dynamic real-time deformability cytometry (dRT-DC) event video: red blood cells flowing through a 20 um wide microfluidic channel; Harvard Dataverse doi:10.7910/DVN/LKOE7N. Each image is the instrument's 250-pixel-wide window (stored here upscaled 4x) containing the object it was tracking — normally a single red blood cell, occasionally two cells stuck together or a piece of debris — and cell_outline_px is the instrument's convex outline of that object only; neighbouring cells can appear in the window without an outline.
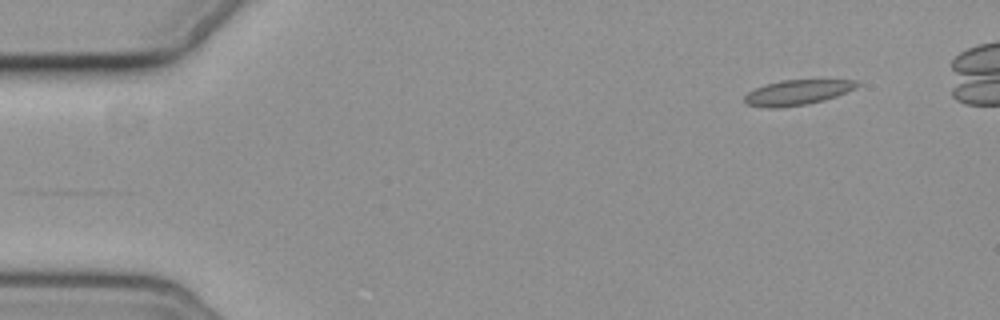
{"species": "common noctule bat (a hibernating species)", "species_latin": "Nyctalus noctula", "temperature_condition": "cold", "stored_images_in_passage": 6, "segment_of_instrument_passage": [2, 2], "camera_frame_rate_fps": 3000, "um_per_image_px": 0.085, "animal": {"sex": "female", "body_mass_g": 19.3, "forearm_length_mm": 54.1}, "frame": {"image": 1, "passage_image": 6, "time_ms": 6.0, "image_size_px": [1000, 320], "cell_outline_px": [[860, 84], [856, 88], [836, 96], [824, 100], [804, 104], [776, 108], [768, 108], [744, 104], [744, 96], [748, 92], [764, 84], [780, 80], [860, 80]], "centroid_in_image_um": [67.75, 7.85], "position_along_channel_um": 17.2, "area_um2": 16.47}}